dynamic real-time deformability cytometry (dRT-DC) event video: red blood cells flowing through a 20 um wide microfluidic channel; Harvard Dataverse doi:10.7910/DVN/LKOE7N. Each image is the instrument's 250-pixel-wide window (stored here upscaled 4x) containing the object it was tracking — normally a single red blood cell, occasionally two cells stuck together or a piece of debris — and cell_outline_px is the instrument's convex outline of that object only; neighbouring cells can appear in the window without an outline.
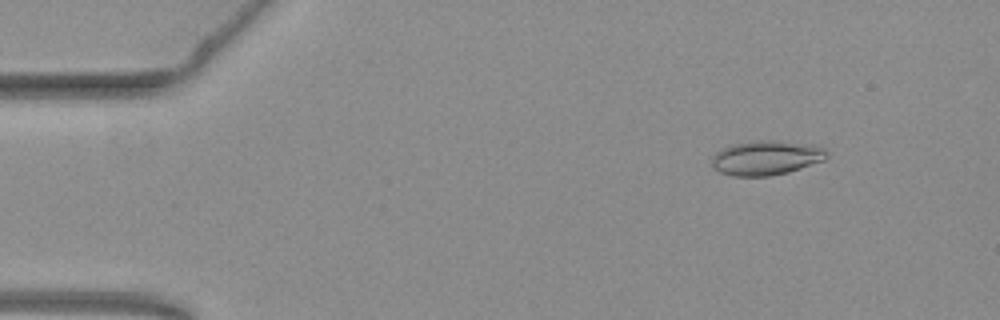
{"species": "common noctule bat (a hibernating species)", "species_latin": "Nyctalus noctula", "temperature_condition": "warm", "stored_images_in_passage": 50, "camera_frame_rate_fps": 3000, "um_per_image_px": 0.085, "animal": {"sex": "female", "body_mass_g": 19.3, "forearm_length_mm": 54.1}, "frame": {"image": 1, "passage_image": 7, "time_ms": 2.0, "image_size_px": [1000, 320], "cell_outline_px": [[828, 156], [824, 160], [788, 172], [768, 176], [732, 176], [720, 172], [712, 164], [712, 156], [720, 148], [732, 144], [752, 140], [772, 140], [820, 144], [828, 152]], "centroid_in_image_um": [65.16, 13.39], "position_along_channel_um": 19.8, "area_um2": 23.47}}
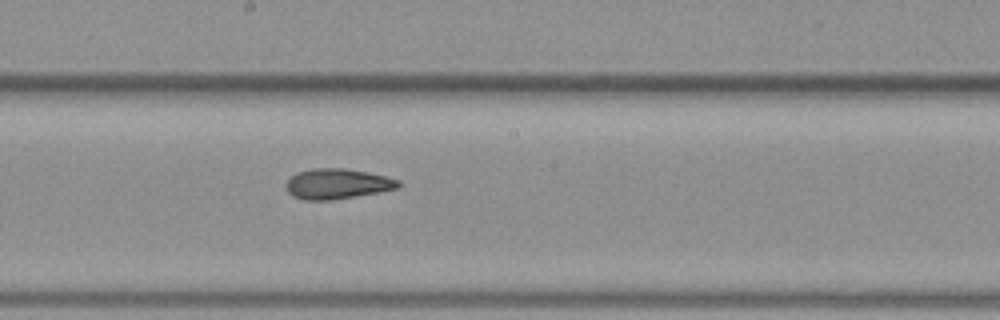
{"frame": {"image": 2, "passage_image": 30, "time_ms": 9.667, "image_size_px": [1000, 320], "cell_outline_px": [[400, 188], [332, 200], [304, 200], [292, 196], [288, 192], [284, 184], [296, 172], [312, 168], [344, 168], [384, 176], [400, 180]], "centroid_in_image_um": [28.62, 15.63], "position_along_channel_um": 219.6, "area_um2": 19.77}}
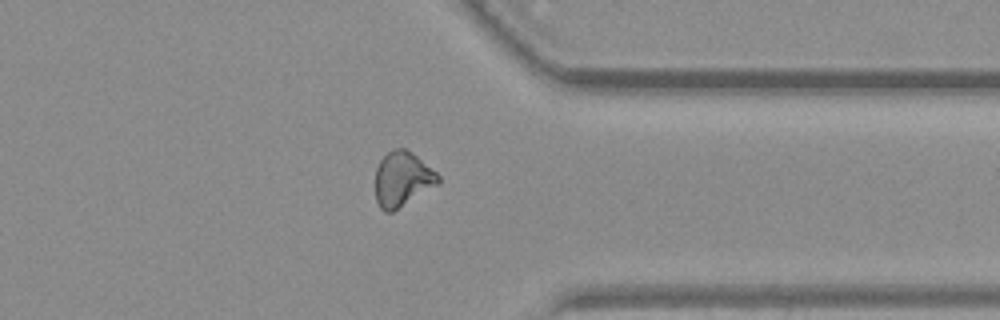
{"frame": {"image": 3, "passage_image": 43, "time_ms": 14.0, "image_size_px": [1000, 320], "cell_outline_px": [[440, 180], [436, 184], [392, 212], [384, 212], [380, 208], [376, 200], [376, 168], [380, 160], [392, 148], [404, 148], [412, 152], [436, 172], [440, 176]], "centroid_in_image_um": [34.17, 15.2], "position_along_channel_um": 377.2, "area_um2": 19.71}}